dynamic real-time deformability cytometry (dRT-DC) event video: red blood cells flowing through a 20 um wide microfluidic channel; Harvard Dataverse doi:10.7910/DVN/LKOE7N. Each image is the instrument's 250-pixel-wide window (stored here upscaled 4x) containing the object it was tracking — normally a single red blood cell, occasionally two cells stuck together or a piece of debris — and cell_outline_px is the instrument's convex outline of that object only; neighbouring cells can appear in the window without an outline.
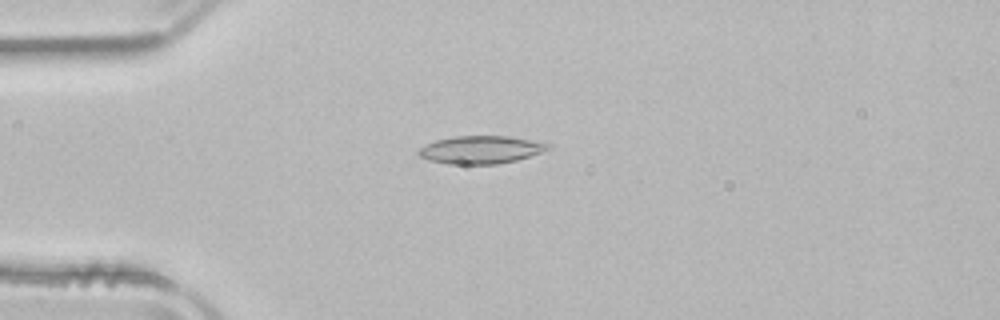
{"species": "common noctule bat (a hibernating species)", "species_latin": "Nyctalus noctula", "temperature_condition": "room temperature", "stored_images_in_passage": 39, "camera_frame_rate_fps": 3000, "um_per_image_px": 0.085, "animal": {"sex": "male", "body_mass_g": 21.5, "forearm_length_mm": 52.0}, "frame": {"image": 1, "passage_image": 1, "time_ms": 0.0, "image_size_px": [1000, 320], "cell_outline_px": [[548, 148], [540, 152], [516, 160], [496, 164], [448, 164], [428, 160], [420, 156], [416, 152], [420, 148], [436, 140], [456, 136], [508, 136], [548, 144]], "centroid_in_image_um": [40.78, 12.73], "position_along_channel_um": 44.2, "area_um2": 20.52}}
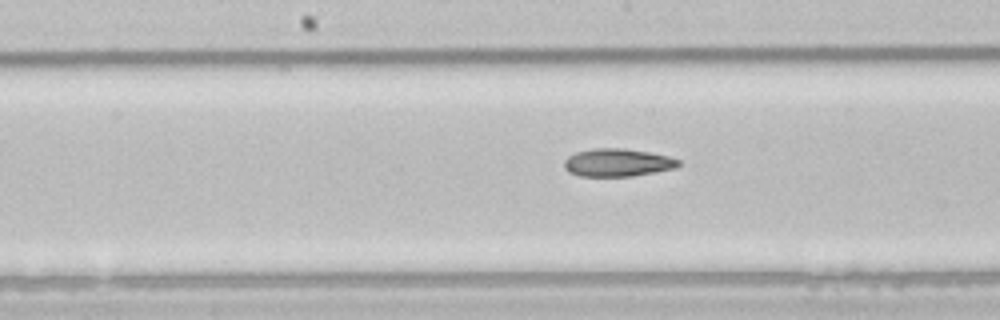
{"frame": {"image": 2, "passage_image": 14, "time_ms": 4.333, "image_size_px": [1000, 320], "cell_outline_px": [[680, 164], [676, 168], [656, 172], [632, 176], [580, 176], [568, 172], [564, 168], [564, 160], [568, 156], [576, 152], [596, 148], [624, 148], [648, 152], [668, 156], [680, 160]], "centroid_in_image_um": [52.48, 13.82], "position_along_channel_um": 195.7, "area_um2": 18.61}}
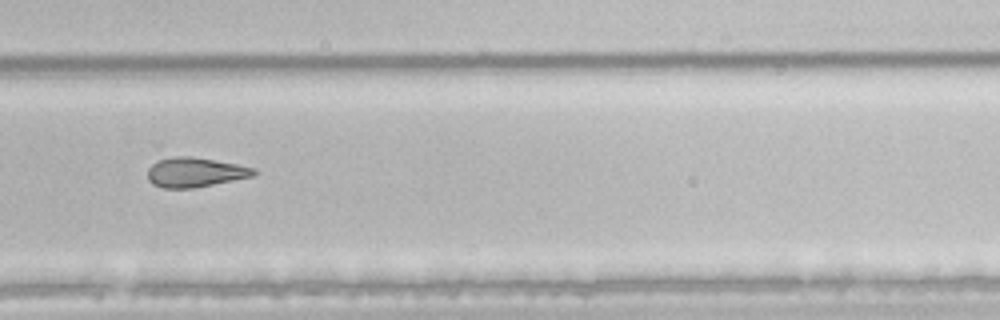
{"frame": {"image": 3, "passage_image": 23, "time_ms": 7.333, "image_size_px": [1000, 320], "cell_outline_px": [[256, 172], [252, 176], [192, 188], [164, 188], [152, 184], [148, 180], [148, 168], [156, 160], [176, 156], [192, 156], [236, 164], [252, 168]], "centroid_in_image_um": [16.5, 14.64], "position_along_channel_um": 313.3, "area_um2": 18.03}}